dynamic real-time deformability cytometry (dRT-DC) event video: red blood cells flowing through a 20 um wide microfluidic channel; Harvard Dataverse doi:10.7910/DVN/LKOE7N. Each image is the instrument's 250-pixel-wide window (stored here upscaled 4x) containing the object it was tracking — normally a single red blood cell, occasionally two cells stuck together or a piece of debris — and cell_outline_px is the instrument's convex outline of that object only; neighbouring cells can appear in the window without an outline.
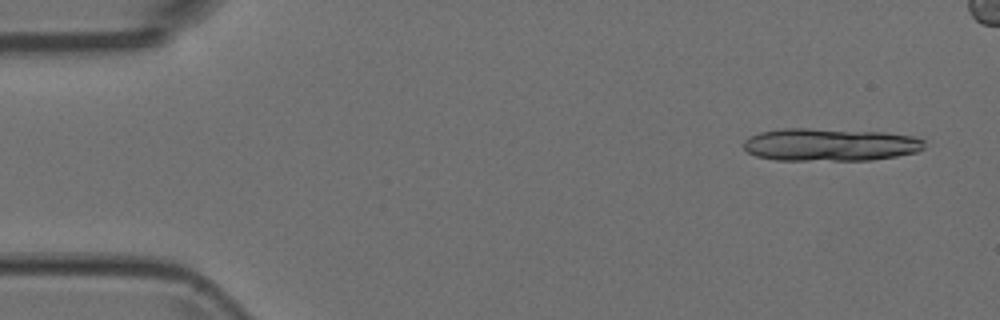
{"species": "Egyptian fruit bat (a non-hibernating species)", "species_latin": "Rousettus aegyptiacus", "temperature_condition": "room temperature", "stored_images_in_passage": 14, "segment_of_instrument_passage": [1, 2], "camera_frame_rate_fps": 3000, "um_per_image_px": 0.085, "animal": {"sex": "female"}, "frame": {"image": 1, "passage_image": 1, "time_ms": 0.0, "image_size_px": [1000, 320], "cell_outline_px": [[924, 148], [916, 152], [896, 156], [872, 160], [776, 160], [756, 156], [748, 152], [744, 148], [744, 140], [748, 136], [760, 132], [784, 128], [808, 128], [884, 132], [912, 136], [924, 140]], "centroid_in_image_um": [70.53, 12.29], "position_along_channel_um": 14.5, "area_um2": 34.56}}